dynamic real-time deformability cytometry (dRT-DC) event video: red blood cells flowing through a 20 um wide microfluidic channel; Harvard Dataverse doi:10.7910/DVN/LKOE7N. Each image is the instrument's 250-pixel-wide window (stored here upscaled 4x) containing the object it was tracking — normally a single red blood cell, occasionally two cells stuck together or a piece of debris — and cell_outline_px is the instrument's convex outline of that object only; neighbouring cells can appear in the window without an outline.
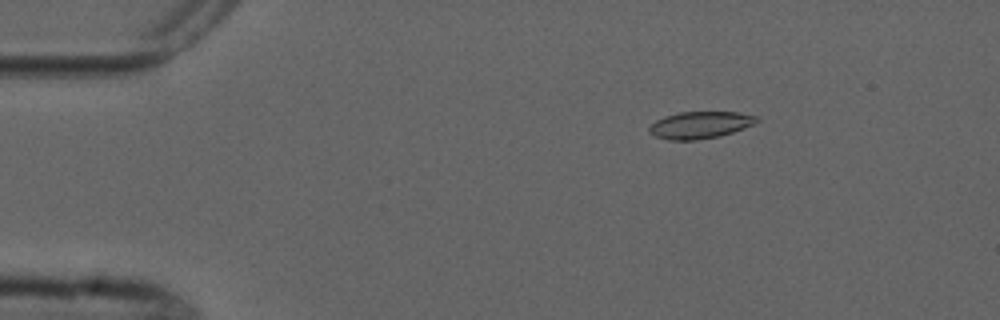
{"species": "common noctule bat (a hibernating species)", "species_latin": "Nyctalus noctula", "temperature_condition": "cold", "stored_images_in_passage": 5, "camera_frame_rate_fps": 3000, "um_per_image_px": 0.085, "animal": {"sex": "male", "forearm_length_mm": 52.5}, "frame": {"image": 1, "passage_image": 3, "time_ms": 2.333, "image_size_px": [1000, 320], "cell_outline_px": [[760, 120], [744, 128], [720, 136], [696, 140], [668, 140], [656, 136], [648, 132], [648, 128], [656, 120], [664, 116], [680, 112], [740, 112], [760, 116]], "centroid_in_image_um": [59.52, 10.62], "position_along_channel_um": 25.5, "area_um2": 16.99}}